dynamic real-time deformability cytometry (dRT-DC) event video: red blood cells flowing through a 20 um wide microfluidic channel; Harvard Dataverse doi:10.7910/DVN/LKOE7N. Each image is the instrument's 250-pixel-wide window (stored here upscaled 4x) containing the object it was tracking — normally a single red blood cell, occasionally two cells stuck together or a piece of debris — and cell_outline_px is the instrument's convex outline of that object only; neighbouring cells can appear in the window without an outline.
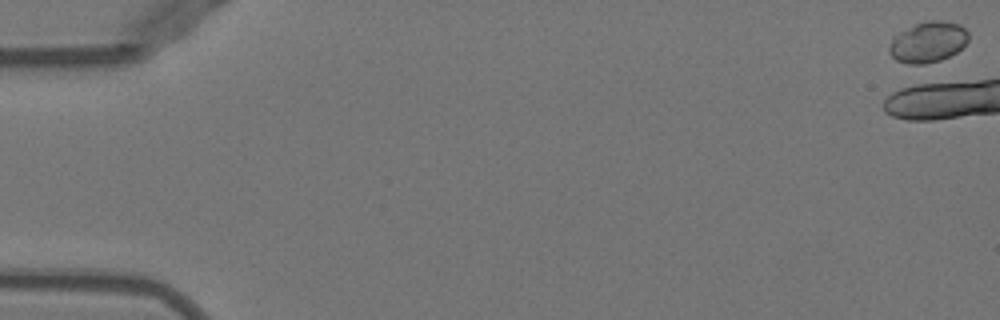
{"species": "Egyptian fruit bat (a non-hibernating species)", "species_latin": "Rousettus aegyptiacus", "temperature_condition": "warm", "stored_images_in_passage": 2, "camera_frame_rate_fps": 3000, "um_per_image_px": 0.085, "animal": {"sex": "female"}, "frame": {"image": 1, "passage_image": 1, "time_ms": 0.0, "image_size_px": [1000, 320], "cell_outline_px": [[968, 40], [956, 52], [940, 60], [916, 68], [896, 60], [888, 52], [888, 48], [892, 36], [916, 24], [928, 20], [944, 20], [960, 24], [968, 32]], "centroid_in_image_um": [78.84, 3.61], "position_along_channel_um": 6.2, "area_um2": 19.25}}